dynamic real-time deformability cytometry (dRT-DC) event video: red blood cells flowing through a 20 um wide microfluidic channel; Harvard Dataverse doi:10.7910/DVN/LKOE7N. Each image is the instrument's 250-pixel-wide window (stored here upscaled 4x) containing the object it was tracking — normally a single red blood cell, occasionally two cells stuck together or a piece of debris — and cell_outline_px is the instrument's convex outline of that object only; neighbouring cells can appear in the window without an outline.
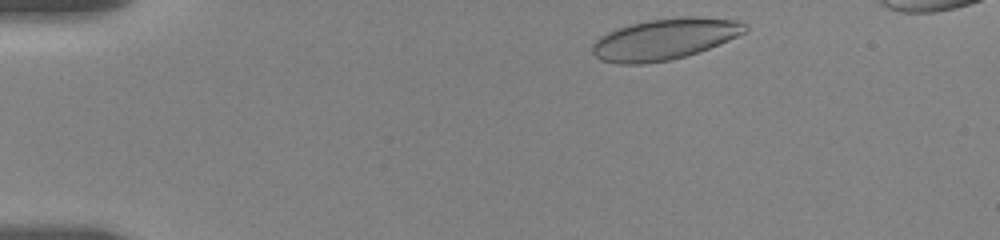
{"species": "human", "species_latin": "Homo sapiens", "temperature_condition": "room temperature", "stored_images_in_passage": 43, "camera_frame_rate_fps": 3000, "um_per_image_px": 0.085, "donor": {"sex": "female"}, "frame": {"image": 1, "passage_image": 2, "time_ms": 0.333, "image_size_px": [1000, 240], "cell_outline_px": [[748, 32], [720, 44], [672, 60], [644, 64], [620, 64], [600, 60], [592, 52], [592, 44], [600, 36], [608, 32], [632, 24], [648, 20], [680, 16], [696, 16], [740, 20], [748, 24]], "centroid_in_image_um": [56.55, 3.31], "position_along_channel_um": 28.4, "area_um2": 36.88}}
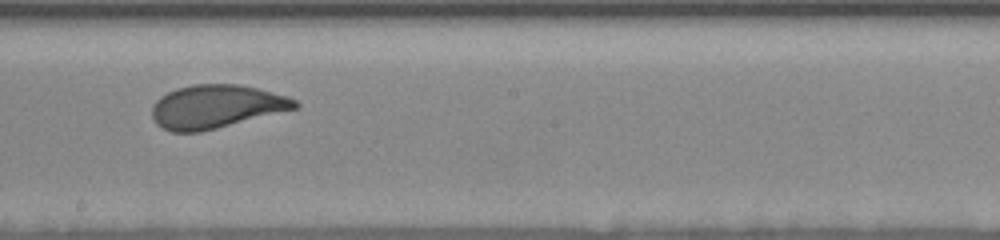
{"frame": {"image": 2, "passage_image": 24, "time_ms": 8.0, "image_size_px": [1000, 240], "cell_outline_px": [[300, 104], [296, 108], [200, 132], [172, 132], [156, 124], [152, 116], [152, 104], [160, 96], [176, 88], [192, 84], [236, 84], [256, 88], [288, 96], [296, 100]], "centroid_in_image_um": [18.33, 9.05], "position_along_channel_um": 229.9, "area_um2": 35.89}}
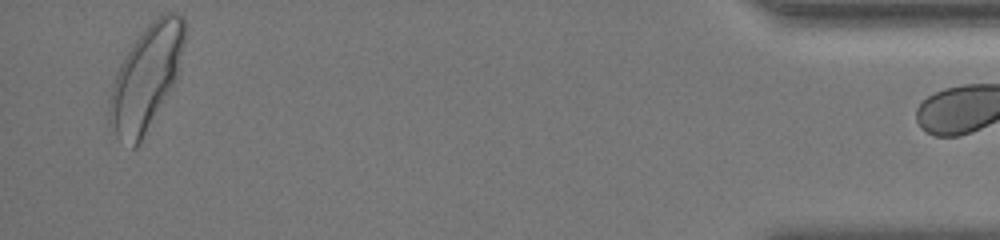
{"frame": {"image": 3, "passage_image": 42, "time_ms": 15.333, "image_size_px": [1000, 240], "cell_outline_px": [[184, 40], [180, 68], [176, 80], [136, 148], [132, 148], [116, 136], [108, 112], [108, 104], [112, 84], [132, 44], [148, 24], [160, 12], [176, 12], [184, 16]], "centroid_in_image_um": [12.45, 6.54], "position_along_channel_um": 422.7, "area_um2": 44.85}}